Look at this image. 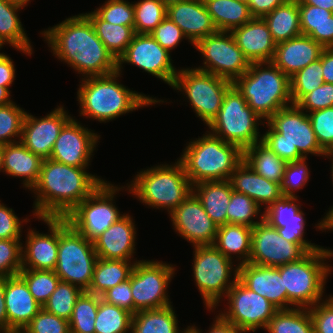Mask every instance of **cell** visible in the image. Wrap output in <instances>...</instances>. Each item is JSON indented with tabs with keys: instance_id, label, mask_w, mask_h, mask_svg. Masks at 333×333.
<instances>
[{
	"instance_id": "obj_1",
	"label": "cell",
	"mask_w": 333,
	"mask_h": 333,
	"mask_svg": "<svg viewBox=\"0 0 333 333\" xmlns=\"http://www.w3.org/2000/svg\"><path fill=\"white\" fill-rule=\"evenodd\" d=\"M40 33L53 55L83 78L117 71V60L96 35L84 13L68 17Z\"/></svg>"
},
{
	"instance_id": "obj_2",
	"label": "cell",
	"mask_w": 333,
	"mask_h": 333,
	"mask_svg": "<svg viewBox=\"0 0 333 333\" xmlns=\"http://www.w3.org/2000/svg\"><path fill=\"white\" fill-rule=\"evenodd\" d=\"M89 167L69 166L52 159L42 161L34 193L33 216L64 218L105 179L87 172Z\"/></svg>"
},
{
	"instance_id": "obj_3",
	"label": "cell",
	"mask_w": 333,
	"mask_h": 333,
	"mask_svg": "<svg viewBox=\"0 0 333 333\" xmlns=\"http://www.w3.org/2000/svg\"><path fill=\"white\" fill-rule=\"evenodd\" d=\"M121 75L115 71L108 75L81 78L77 91L80 116L107 123L139 108L165 103L162 99L128 89L119 83Z\"/></svg>"
},
{
	"instance_id": "obj_4",
	"label": "cell",
	"mask_w": 333,
	"mask_h": 333,
	"mask_svg": "<svg viewBox=\"0 0 333 333\" xmlns=\"http://www.w3.org/2000/svg\"><path fill=\"white\" fill-rule=\"evenodd\" d=\"M264 124L268 129L261 142L287 163L303 160L308 154L323 158L327 154L317 141L307 112L296 104L278 110Z\"/></svg>"
},
{
	"instance_id": "obj_5",
	"label": "cell",
	"mask_w": 333,
	"mask_h": 333,
	"mask_svg": "<svg viewBox=\"0 0 333 333\" xmlns=\"http://www.w3.org/2000/svg\"><path fill=\"white\" fill-rule=\"evenodd\" d=\"M206 132L188 142L179 158L192 185L229 180L243 161V151L238 146Z\"/></svg>"
},
{
	"instance_id": "obj_6",
	"label": "cell",
	"mask_w": 333,
	"mask_h": 333,
	"mask_svg": "<svg viewBox=\"0 0 333 333\" xmlns=\"http://www.w3.org/2000/svg\"><path fill=\"white\" fill-rule=\"evenodd\" d=\"M128 183L129 194L152 209L167 210L168 214L193 192V185L179 159L173 164L143 169Z\"/></svg>"
},
{
	"instance_id": "obj_7",
	"label": "cell",
	"mask_w": 333,
	"mask_h": 333,
	"mask_svg": "<svg viewBox=\"0 0 333 333\" xmlns=\"http://www.w3.org/2000/svg\"><path fill=\"white\" fill-rule=\"evenodd\" d=\"M233 85L248 106L264 121L292 105L290 78L272 62H252Z\"/></svg>"
},
{
	"instance_id": "obj_8",
	"label": "cell",
	"mask_w": 333,
	"mask_h": 333,
	"mask_svg": "<svg viewBox=\"0 0 333 333\" xmlns=\"http://www.w3.org/2000/svg\"><path fill=\"white\" fill-rule=\"evenodd\" d=\"M329 259H333V249L323 247L299 261L277 267L283 278L284 292H287L288 309L310 308L324 300L326 279L333 270Z\"/></svg>"
},
{
	"instance_id": "obj_9",
	"label": "cell",
	"mask_w": 333,
	"mask_h": 333,
	"mask_svg": "<svg viewBox=\"0 0 333 333\" xmlns=\"http://www.w3.org/2000/svg\"><path fill=\"white\" fill-rule=\"evenodd\" d=\"M193 247L192 276L205 308L213 312L238 279V265L213 245Z\"/></svg>"
},
{
	"instance_id": "obj_10",
	"label": "cell",
	"mask_w": 333,
	"mask_h": 333,
	"mask_svg": "<svg viewBox=\"0 0 333 333\" xmlns=\"http://www.w3.org/2000/svg\"><path fill=\"white\" fill-rule=\"evenodd\" d=\"M233 85L225 94L220 111L208 125L209 132L244 151L260 142L259 125L265 126Z\"/></svg>"
},
{
	"instance_id": "obj_11",
	"label": "cell",
	"mask_w": 333,
	"mask_h": 333,
	"mask_svg": "<svg viewBox=\"0 0 333 333\" xmlns=\"http://www.w3.org/2000/svg\"><path fill=\"white\" fill-rule=\"evenodd\" d=\"M97 259L93 242L76 231L65 218H59V246L54 271L61 281L87 291Z\"/></svg>"
},
{
	"instance_id": "obj_12",
	"label": "cell",
	"mask_w": 333,
	"mask_h": 333,
	"mask_svg": "<svg viewBox=\"0 0 333 333\" xmlns=\"http://www.w3.org/2000/svg\"><path fill=\"white\" fill-rule=\"evenodd\" d=\"M233 82L223 77L198 70L180 68L172 88L189 102L194 113L208 126L221 109L226 92Z\"/></svg>"
},
{
	"instance_id": "obj_13",
	"label": "cell",
	"mask_w": 333,
	"mask_h": 333,
	"mask_svg": "<svg viewBox=\"0 0 333 333\" xmlns=\"http://www.w3.org/2000/svg\"><path fill=\"white\" fill-rule=\"evenodd\" d=\"M126 187H118L105 180L64 218L76 231L94 242L124 215L114 201L116 194L122 191L121 189L126 191Z\"/></svg>"
},
{
	"instance_id": "obj_14",
	"label": "cell",
	"mask_w": 333,
	"mask_h": 333,
	"mask_svg": "<svg viewBox=\"0 0 333 333\" xmlns=\"http://www.w3.org/2000/svg\"><path fill=\"white\" fill-rule=\"evenodd\" d=\"M176 269L172 264L157 260H140L135 263L129 277L134 314L172 304L167 288L175 277Z\"/></svg>"
},
{
	"instance_id": "obj_15",
	"label": "cell",
	"mask_w": 333,
	"mask_h": 333,
	"mask_svg": "<svg viewBox=\"0 0 333 333\" xmlns=\"http://www.w3.org/2000/svg\"><path fill=\"white\" fill-rule=\"evenodd\" d=\"M194 47L204 59L202 66H194L198 70L234 82L249 69L250 62L237 46L231 32L217 31L199 40Z\"/></svg>"
},
{
	"instance_id": "obj_16",
	"label": "cell",
	"mask_w": 333,
	"mask_h": 333,
	"mask_svg": "<svg viewBox=\"0 0 333 333\" xmlns=\"http://www.w3.org/2000/svg\"><path fill=\"white\" fill-rule=\"evenodd\" d=\"M228 303L219 315L244 333L265 329L276 309L266 298L248 289L239 279L224 297Z\"/></svg>"
},
{
	"instance_id": "obj_17",
	"label": "cell",
	"mask_w": 333,
	"mask_h": 333,
	"mask_svg": "<svg viewBox=\"0 0 333 333\" xmlns=\"http://www.w3.org/2000/svg\"><path fill=\"white\" fill-rule=\"evenodd\" d=\"M309 252L305 245L284 239L267 220L263 219L252 228L251 256L249 263L279 267L301 260Z\"/></svg>"
},
{
	"instance_id": "obj_18",
	"label": "cell",
	"mask_w": 333,
	"mask_h": 333,
	"mask_svg": "<svg viewBox=\"0 0 333 333\" xmlns=\"http://www.w3.org/2000/svg\"><path fill=\"white\" fill-rule=\"evenodd\" d=\"M170 54L151 34L135 33L125 52L117 60V71L122 73V65L125 63L135 65L172 87L178 70L173 65Z\"/></svg>"
},
{
	"instance_id": "obj_19",
	"label": "cell",
	"mask_w": 333,
	"mask_h": 333,
	"mask_svg": "<svg viewBox=\"0 0 333 333\" xmlns=\"http://www.w3.org/2000/svg\"><path fill=\"white\" fill-rule=\"evenodd\" d=\"M100 135L71 117L60 130L50 159L74 167H89ZM90 163V164H89Z\"/></svg>"
},
{
	"instance_id": "obj_20",
	"label": "cell",
	"mask_w": 333,
	"mask_h": 333,
	"mask_svg": "<svg viewBox=\"0 0 333 333\" xmlns=\"http://www.w3.org/2000/svg\"><path fill=\"white\" fill-rule=\"evenodd\" d=\"M173 230L193 246L213 245L218 226L192 192L170 214Z\"/></svg>"
},
{
	"instance_id": "obj_21",
	"label": "cell",
	"mask_w": 333,
	"mask_h": 333,
	"mask_svg": "<svg viewBox=\"0 0 333 333\" xmlns=\"http://www.w3.org/2000/svg\"><path fill=\"white\" fill-rule=\"evenodd\" d=\"M60 104L41 118L26 112L20 142L42 160L49 159L60 130L72 117Z\"/></svg>"
},
{
	"instance_id": "obj_22",
	"label": "cell",
	"mask_w": 333,
	"mask_h": 333,
	"mask_svg": "<svg viewBox=\"0 0 333 333\" xmlns=\"http://www.w3.org/2000/svg\"><path fill=\"white\" fill-rule=\"evenodd\" d=\"M299 197L282 196L273 202L264 211V219L267 220L279 234L289 242L305 245L310 251L323 248L307 241L305 236L306 217L301 210Z\"/></svg>"
},
{
	"instance_id": "obj_23",
	"label": "cell",
	"mask_w": 333,
	"mask_h": 333,
	"mask_svg": "<svg viewBox=\"0 0 333 333\" xmlns=\"http://www.w3.org/2000/svg\"><path fill=\"white\" fill-rule=\"evenodd\" d=\"M47 224L48 233L27 229L22 245V269L55 270L59 246V218H37ZM32 229V230H31Z\"/></svg>"
},
{
	"instance_id": "obj_24",
	"label": "cell",
	"mask_w": 333,
	"mask_h": 333,
	"mask_svg": "<svg viewBox=\"0 0 333 333\" xmlns=\"http://www.w3.org/2000/svg\"><path fill=\"white\" fill-rule=\"evenodd\" d=\"M133 217L125 213L94 242L98 258L131 261L136 253V226Z\"/></svg>"
},
{
	"instance_id": "obj_25",
	"label": "cell",
	"mask_w": 333,
	"mask_h": 333,
	"mask_svg": "<svg viewBox=\"0 0 333 333\" xmlns=\"http://www.w3.org/2000/svg\"><path fill=\"white\" fill-rule=\"evenodd\" d=\"M238 279L276 309H288L287 292H284L283 278L277 267L246 263L238 266Z\"/></svg>"
},
{
	"instance_id": "obj_26",
	"label": "cell",
	"mask_w": 333,
	"mask_h": 333,
	"mask_svg": "<svg viewBox=\"0 0 333 333\" xmlns=\"http://www.w3.org/2000/svg\"><path fill=\"white\" fill-rule=\"evenodd\" d=\"M166 16L183 32L188 42L199 40L217 32L203 0H186L167 6Z\"/></svg>"
},
{
	"instance_id": "obj_27",
	"label": "cell",
	"mask_w": 333,
	"mask_h": 333,
	"mask_svg": "<svg viewBox=\"0 0 333 333\" xmlns=\"http://www.w3.org/2000/svg\"><path fill=\"white\" fill-rule=\"evenodd\" d=\"M5 303L9 333L22 332L42 309L19 275L6 277Z\"/></svg>"
},
{
	"instance_id": "obj_28",
	"label": "cell",
	"mask_w": 333,
	"mask_h": 333,
	"mask_svg": "<svg viewBox=\"0 0 333 333\" xmlns=\"http://www.w3.org/2000/svg\"><path fill=\"white\" fill-rule=\"evenodd\" d=\"M243 55L252 62H271L277 43L263 18L253 17L231 31Z\"/></svg>"
},
{
	"instance_id": "obj_29",
	"label": "cell",
	"mask_w": 333,
	"mask_h": 333,
	"mask_svg": "<svg viewBox=\"0 0 333 333\" xmlns=\"http://www.w3.org/2000/svg\"><path fill=\"white\" fill-rule=\"evenodd\" d=\"M324 47L306 35L277 43L271 62L289 78L320 58Z\"/></svg>"
},
{
	"instance_id": "obj_30",
	"label": "cell",
	"mask_w": 333,
	"mask_h": 333,
	"mask_svg": "<svg viewBox=\"0 0 333 333\" xmlns=\"http://www.w3.org/2000/svg\"><path fill=\"white\" fill-rule=\"evenodd\" d=\"M234 191L252 198L264 212L283 194L281 185L256 173L244 160L232 172L229 179Z\"/></svg>"
},
{
	"instance_id": "obj_31",
	"label": "cell",
	"mask_w": 333,
	"mask_h": 333,
	"mask_svg": "<svg viewBox=\"0 0 333 333\" xmlns=\"http://www.w3.org/2000/svg\"><path fill=\"white\" fill-rule=\"evenodd\" d=\"M42 161L20 141L4 145L3 173L14 178H22L23 187L28 190L38 181Z\"/></svg>"
},
{
	"instance_id": "obj_32",
	"label": "cell",
	"mask_w": 333,
	"mask_h": 333,
	"mask_svg": "<svg viewBox=\"0 0 333 333\" xmlns=\"http://www.w3.org/2000/svg\"><path fill=\"white\" fill-rule=\"evenodd\" d=\"M251 237V227L227 223L217 228L213 246L228 259L235 261L233 257L236 258V261H238L237 265L240 266L249 263L251 256Z\"/></svg>"
},
{
	"instance_id": "obj_33",
	"label": "cell",
	"mask_w": 333,
	"mask_h": 333,
	"mask_svg": "<svg viewBox=\"0 0 333 333\" xmlns=\"http://www.w3.org/2000/svg\"><path fill=\"white\" fill-rule=\"evenodd\" d=\"M232 191L229 180L206 181L193 185V193L218 227L227 224V206L230 203Z\"/></svg>"
},
{
	"instance_id": "obj_34",
	"label": "cell",
	"mask_w": 333,
	"mask_h": 333,
	"mask_svg": "<svg viewBox=\"0 0 333 333\" xmlns=\"http://www.w3.org/2000/svg\"><path fill=\"white\" fill-rule=\"evenodd\" d=\"M22 9L6 0H0V48L9 44L22 54L31 56L34 50L20 17H18V11Z\"/></svg>"
},
{
	"instance_id": "obj_35",
	"label": "cell",
	"mask_w": 333,
	"mask_h": 333,
	"mask_svg": "<svg viewBox=\"0 0 333 333\" xmlns=\"http://www.w3.org/2000/svg\"><path fill=\"white\" fill-rule=\"evenodd\" d=\"M302 35L311 37L324 48L333 47V12L324 8L299 4Z\"/></svg>"
},
{
	"instance_id": "obj_36",
	"label": "cell",
	"mask_w": 333,
	"mask_h": 333,
	"mask_svg": "<svg viewBox=\"0 0 333 333\" xmlns=\"http://www.w3.org/2000/svg\"><path fill=\"white\" fill-rule=\"evenodd\" d=\"M262 18L276 43L302 35L297 0H287Z\"/></svg>"
},
{
	"instance_id": "obj_37",
	"label": "cell",
	"mask_w": 333,
	"mask_h": 333,
	"mask_svg": "<svg viewBox=\"0 0 333 333\" xmlns=\"http://www.w3.org/2000/svg\"><path fill=\"white\" fill-rule=\"evenodd\" d=\"M138 261L140 260L124 261L98 258L94 266L91 284L86 292L101 296L109 288L128 280L135 263Z\"/></svg>"
},
{
	"instance_id": "obj_38",
	"label": "cell",
	"mask_w": 333,
	"mask_h": 333,
	"mask_svg": "<svg viewBox=\"0 0 333 333\" xmlns=\"http://www.w3.org/2000/svg\"><path fill=\"white\" fill-rule=\"evenodd\" d=\"M173 305L159 309L141 310L133 314L131 333H185L189 326L180 330Z\"/></svg>"
},
{
	"instance_id": "obj_39",
	"label": "cell",
	"mask_w": 333,
	"mask_h": 333,
	"mask_svg": "<svg viewBox=\"0 0 333 333\" xmlns=\"http://www.w3.org/2000/svg\"><path fill=\"white\" fill-rule=\"evenodd\" d=\"M217 31L231 32L253 16L247 3L238 0H203Z\"/></svg>"
},
{
	"instance_id": "obj_40",
	"label": "cell",
	"mask_w": 333,
	"mask_h": 333,
	"mask_svg": "<svg viewBox=\"0 0 333 333\" xmlns=\"http://www.w3.org/2000/svg\"><path fill=\"white\" fill-rule=\"evenodd\" d=\"M243 160L259 175L269 181L282 184L287 162L261 141L243 151Z\"/></svg>"
},
{
	"instance_id": "obj_41",
	"label": "cell",
	"mask_w": 333,
	"mask_h": 333,
	"mask_svg": "<svg viewBox=\"0 0 333 333\" xmlns=\"http://www.w3.org/2000/svg\"><path fill=\"white\" fill-rule=\"evenodd\" d=\"M91 21L96 35L118 60L130 44L135 32L131 26L115 25L102 20L94 11L84 13Z\"/></svg>"
},
{
	"instance_id": "obj_42",
	"label": "cell",
	"mask_w": 333,
	"mask_h": 333,
	"mask_svg": "<svg viewBox=\"0 0 333 333\" xmlns=\"http://www.w3.org/2000/svg\"><path fill=\"white\" fill-rule=\"evenodd\" d=\"M268 333H314L308 308L277 310L264 329Z\"/></svg>"
},
{
	"instance_id": "obj_43",
	"label": "cell",
	"mask_w": 333,
	"mask_h": 333,
	"mask_svg": "<svg viewBox=\"0 0 333 333\" xmlns=\"http://www.w3.org/2000/svg\"><path fill=\"white\" fill-rule=\"evenodd\" d=\"M133 314L121 307L99 301L94 333H131Z\"/></svg>"
},
{
	"instance_id": "obj_44",
	"label": "cell",
	"mask_w": 333,
	"mask_h": 333,
	"mask_svg": "<svg viewBox=\"0 0 333 333\" xmlns=\"http://www.w3.org/2000/svg\"><path fill=\"white\" fill-rule=\"evenodd\" d=\"M101 296L84 291L77 299L69 319L70 333H94Z\"/></svg>"
},
{
	"instance_id": "obj_45",
	"label": "cell",
	"mask_w": 333,
	"mask_h": 333,
	"mask_svg": "<svg viewBox=\"0 0 333 333\" xmlns=\"http://www.w3.org/2000/svg\"><path fill=\"white\" fill-rule=\"evenodd\" d=\"M261 211V207L252 198L233 190L227 206V223L253 228L264 219V212Z\"/></svg>"
},
{
	"instance_id": "obj_46",
	"label": "cell",
	"mask_w": 333,
	"mask_h": 333,
	"mask_svg": "<svg viewBox=\"0 0 333 333\" xmlns=\"http://www.w3.org/2000/svg\"><path fill=\"white\" fill-rule=\"evenodd\" d=\"M18 275L26 282L30 293L41 307L61 281L54 270L21 269Z\"/></svg>"
},
{
	"instance_id": "obj_47",
	"label": "cell",
	"mask_w": 333,
	"mask_h": 333,
	"mask_svg": "<svg viewBox=\"0 0 333 333\" xmlns=\"http://www.w3.org/2000/svg\"><path fill=\"white\" fill-rule=\"evenodd\" d=\"M133 6L137 34H150L166 17L167 7L160 0H139Z\"/></svg>"
},
{
	"instance_id": "obj_48",
	"label": "cell",
	"mask_w": 333,
	"mask_h": 333,
	"mask_svg": "<svg viewBox=\"0 0 333 333\" xmlns=\"http://www.w3.org/2000/svg\"><path fill=\"white\" fill-rule=\"evenodd\" d=\"M84 291L68 282L60 281L42 307L45 311L69 321L77 299Z\"/></svg>"
},
{
	"instance_id": "obj_49",
	"label": "cell",
	"mask_w": 333,
	"mask_h": 333,
	"mask_svg": "<svg viewBox=\"0 0 333 333\" xmlns=\"http://www.w3.org/2000/svg\"><path fill=\"white\" fill-rule=\"evenodd\" d=\"M321 56L304 69L290 77L292 103L296 104L304 95L324 83Z\"/></svg>"
},
{
	"instance_id": "obj_50",
	"label": "cell",
	"mask_w": 333,
	"mask_h": 333,
	"mask_svg": "<svg viewBox=\"0 0 333 333\" xmlns=\"http://www.w3.org/2000/svg\"><path fill=\"white\" fill-rule=\"evenodd\" d=\"M26 111L14 101L0 106V144L20 141Z\"/></svg>"
},
{
	"instance_id": "obj_51",
	"label": "cell",
	"mask_w": 333,
	"mask_h": 333,
	"mask_svg": "<svg viewBox=\"0 0 333 333\" xmlns=\"http://www.w3.org/2000/svg\"><path fill=\"white\" fill-rule=\"evenodd\" d=\"M94 12L105 22L134 29V6L128 0H107Z\"/></svg>"
},
{
	"instance_id": "obj_52",
	"label": "cell",
	"mask_w": 333,
	"mask_h": 333,
	"mask_svg": "<svg viewBox=\"0 0 333 333\" xmlns=\"http://www.w3.org/2000/svg\"><path fill=\"white\" fill-rule=\"evenodd\" d=\"M22 239H0V277H12L22 269Z\"/></svg>"
},
{
	"instance_id": "obj_53",
	"label": "cell",
	"mask_w": 333,
	"mask_h": 333,
	"mask_svg": "<svg viewBox=\"0 0 333 333\" xmlns=\"http://www.w3.org/2000/svg\"><path fill=\"white\" fill-rule=\"evenodd\" d=\"M307 114L320 147L326 153L331 152L333 150V107Z\"/></svg>"
},
{
	"instance_id": "obj_54",
	"label": "cell",
	"mask_w": 333,
	"mask_h": 333,
	"mask_svg": "<svg viewBox=\"0 0 333 333\" xmlns=\"http://www.w3.org/2000/svg\"><path fill=\"white\" fill-rule=\"evenodd\" d=\"M307 159L288 163L281 184L283 196L298 197L295 191L302 190L310 179Z\"/></svg>"
},
{
	"instance_id": "obj_55",
	"label": "cell",
	"mask_w": 333,
	"mask_h": 333,
	"mask_svg": "<svg viewBox=\"0 0 333 333\" xmlns=\"http://www.w3.org/2000/svg\"><path fill=\"white\" fill-rule=\"evenodd\" d=\"M22 333H70V325L68 320L42 308Z\"/></svg>"
},
{
	"instance_id": "obj_56",
	"label": "cell",
	"mask_w": 333,
	"mask_h": 333,
	"mask_svg": "<svg viewBox=\"0 0 333 333\" xmlns=\"http://www.w3.org/2000/svg\"><path fill=\"white\" fill-rule=\"evenodd\" d=\"M296 105L307 113L333 107V84L324 82L304 95Z\"/></svg>"
},
{
	"instance_id": "obj_57",
	"label": "cell",
	"mask_w": 333,
	"mask_h": 333,
	"mask_svg": "<svg viewBox=\"0 0 333 333\" xmlns=\"http://www.w3.org/2000/svg\"><path fill=\"white\" fill-rule=\"evenodd\" d=\"M150 34L169 53L177 48L181 41L187 40L182 30L167 16Z\"/></svg>"
},
{
	"instance_id": "obj_58",
	"label": "cell",
	"mask_w": 333,
	"mask_h": 333,
	"mask_svg": "<svg viewBox=\"0 0 333 333\" xmlns=\"http://www.w3.org/2000/svg\"><path fill=\"white\" fill-rule=\"evenodd\" d=\"M308 309L312 318L314 333H333L332 295Z\"/></svg>"
},
{
	"instance_id": "obj_59",
	"label": "cell",
	"mask_w": 333,
	"mask_h": 333,
	"mask_svg": "<svg viewBox=\"0 0 333 333\" xmlns=\"http://www.w3.org/2000/svg\"><path fill=\"white\" fill-rule=\"evenodd\" d=\"M23 222L26 224L30 220L18 218L13 208L6 207L0 200V239H21Z\"/></svg>"
},
{
	"instance_id": "obj_60",
	"label": "cell",
	"mask_w": 333,
	"mask_h": 333,
	"mask_svg": "<svg viewBox=\"0 0 333 333\" xmlns=\"http://www.w3.org/2000/svg\"><path fill=\"white\" fill-rule=\"evenodd\" d=\"M106 303L121 307L134 314L133 296L130 280H126L115 287L109 288L101 295Z\"/></svg>"
},
{
	"instance_id": "obj_61",
	"label": "cell",
	"mask_w": 333,
	"mask_h": 333,
	"mask_svg": "<svg viewBox=\"0 0 333 333\" xmlns=\"http://www.w3.org/2000/svg\"><path fill=\"white\" fill-rule=\"evenodd\" d=\"M15 71V64L11 57L0 52V86L6 87L10 91L9 87L16 78Z\"/></svg>"
},
{
	"instance_id": "obj_62",
	"label": "cell",
	"mask_w": 333,
	"mask_h": 333,
	"mask_svg": "<svg viewBox=\"0 0 333 333\" xmlns=\"http://www.w3.org/2000/svg\"><path fill=\"white\" fill-rule=\"evenodd\" d=\"M213 323L211 326H209V330L207 332L205 331L204 333H244L242 332L239 328L234 326L232 323L226 321L223 319L219 314L215 315V318L213 319ZM189 329L193 333H202V329H199L197 326L190 325Z\"/></svg>"
},
{
	"instance_id": "obj_63",
	"label": "cell",
	"mask_w": 333,
	"mask_h": 333,
	"mask_svg": "<svg viewBox=\"0 0 333 333\" xmlns=\"http://www.w3.org/2000/svg\"><path fill=\"white\" fill-rule=\"evenodd\" d=\"M287 0H249L248 6L253 17L262 18Z\"/></svg>"
},
{
	"instance_id": "obj_64",
	"label": "cell",
	"mask_w": 333,
	"mask_h": 333,
	"mask_svg": "<svg viewBox=\"0 0 333 333\" xmlns=\"http://www.w3.org/2000/svg\"><path fill=\"white\" fill-rule=\"evenodd\" d=\"M321 62L324 82L333 84V47L324 48L321 53Z\"/></svg>"
},
{
	"instance_id": "obj_65",
	"label": "cell",
	"mask_w": 333,
	"mask_h": 333,
	"mask_svg": "<svg viewBox=\"0 0 333 333\" xmlns=\"http://www.w3.org/2000/svg\"><path fill=\"white\" fill-rule=\"evenodd\" d=\"M5 284L6 277H0V329L6 333H9V324L5 303Z\"/></svg>"
},
{
	"instance_id": "obj_66",
	"label": "cell",
	"mask_w": 333,
	"mask_h": 333,
	"mask_svg": "<svg viewBox=\"0 0 333 333\" xmlns=\"http://www.w3.org/2000/svg\"><path fill=\"white\" fill-rule=\"evenodd\" d=\"M328 209L329 211L326 213V215L315 225L316 230L319 229L322 232H326V230L327 232L328 230L333 231V205Z\"/></svg>"
},
{
	"instance_id": "obj_67",
	"label": "cell",
	"mask_w": 333,
	"mask_h": 333,
	"mask_svg": "<svg viewBox=\"0 0 333 333\" xmlns=\"http://www.w3.org/2000/svg\"><path fill=\"white\" fill-rule=\"evenodd\" d=\"M298 4H308L333 12V0H297Z\"/></svg>"
},
{
	"instance_id": "obj_68",
	"label": "cell",
	"mask_w": 333,
	"mask_h": 333,
	"mask_svg": "<svg viewBox=\"0 0 333 333\" xmlns=\"http://www.w3.org/2000/svg\"><path fill=\"white\" fill-rule=\"evenodd\" d=\"M11 91H9L6 87L0 86V106L7 105L13 100H11Z\"/></svg>"
},
{
	"instance_id": "obj_69",
	"label": "cell",
	"mask_w": 333,
	"mask_h": 333,
	"mask_svg": "<svg viewBox=\"0 0 333 333\" xmlns=\"http://www.w3.org/2000/svg\"><path fill=\"white\" fill-rule=\"evenodd\" d=\"M7 2L20 6L22 8L28 6L29 2H31L30 0H6Z\"/></svg>"
},
{
	"instance_id": "obj_70",
	"label": "cell",
	"mask_w": 333,
	"mask_h": 333,
	"mask_svg": "<svg viewBox=\"0 0 333 333\" xmlns=\"http://www.w3.org/2000/svg\"><path fill=\"white\" fill-rule=\"evenodd\" d=\"M3 153H4V145L0 144V172H3Z\"/></svg>"
},
{
	"instance_id": "obj_71",
	"label": "cell",
	"mask_w": 333,
	"mask_h": 333,
	"mask_svg": "<svg viewBox=\"0 0 333 333\" xmlns=\"http://www.w3.org/2000/svg\"><path fill=\"white\" fill-rule=\"evenodd\" d=\"M160 1L167 7L171 4L178 3V2H183V1H186V0H160Z\"/></svg>"
},
{
	"instance_id": "obj_72",
	"label": "cell",
	"mask_w": 333,
	"mask_h": 333,
	"mask_svg": "<svg viewBox=\"0 0 333 333\" xmlns=\"http://www.w3.org/2000/svg\"><path fill=\"white\" fill-rule=\"evenodd\" d=\"M328 158V159H331L332 161V165H331V179H332V184H333V154H331L330 152H328L326 155H325V158Z\"/></svg>"
},
{
	"instance_id": "obj_73",
	"label": "cell",
	"mask_w": 333,
	"mask_h": 333,
	"mask_svg": "<svg viewBox=\"0 0 333 333\" xmlns=\"http://www.w3.org/2000/svg\"><path fill=\"white\" fill-rule=\"evenodd\" d=\"M238 1H241V2H244V3H247L249 2V0H238Z\"/></svg>"
},
{
	"instance_id": "obj_74",
	"label": "cell",
	"mask_w": 333,
	"mask_h": 333,
	"mask_svg": "<svg viewBox=\"0 0 333 333\" xmlns=\"http://www.w3.org/2000/svg\"><path fill=\"white\" fill-rule=\"evenodd\" d=\"M185 333H193L190 329H188Z\"/></svg>"
},
{
	"instance_id": "obj_75",
	"label": "cell",
	"mask_w": 333,
	"mask_h": 333,
	"mask_svg": "<svg viewBox=\"0 0 333 333\" xmlns=\"http://www.w3.org/2000/svg\"><path fill=\"white\" fill-rule=\"evenodd\" d=\"M0 333H6L5 331H3L2 329H0Z\"/></svg>"
}]
</instances>
